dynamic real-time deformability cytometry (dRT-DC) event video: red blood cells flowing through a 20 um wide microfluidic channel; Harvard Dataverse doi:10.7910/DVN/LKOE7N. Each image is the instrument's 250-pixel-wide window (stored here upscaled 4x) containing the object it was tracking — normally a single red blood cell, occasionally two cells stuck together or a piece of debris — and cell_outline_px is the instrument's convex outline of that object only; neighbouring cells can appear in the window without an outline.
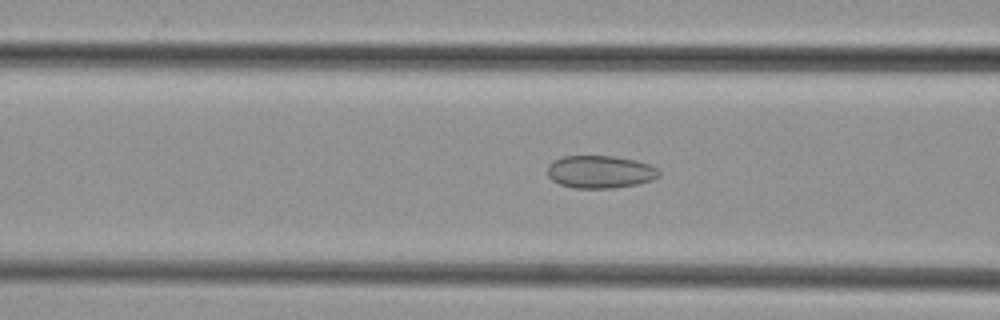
{"species": "common noctule bat (a hibernating species)", "species_latin": "Nyctalus noctula", "temperature_condition": "cold", "stored_images_in_passage": 19, "camera_frame_rate_fps": 3000, "um_per_image_px": 0.085, "animal": {"sex": "female", "body_mass_g": 29.2, "forearm_length_mm": 56.3}, "frame": {"image": 1, "passage_image": 6, "time_ms": 1.667, "image_size_px": [1000, 320], "cell_outline_px": [[660, 176], [652, 180], [636, 184], [612, 188], [576, 188], [560, 184], [552, 180], [548, 176], [548, 164], [564, 156], [612, 156], [636, 160], [648, 164], [656, 168], [660, 172]], "centroid_in_image_um": [51.02, 14.61], "position_along_channel_um": 115.6, "area_um2": 21.1}}
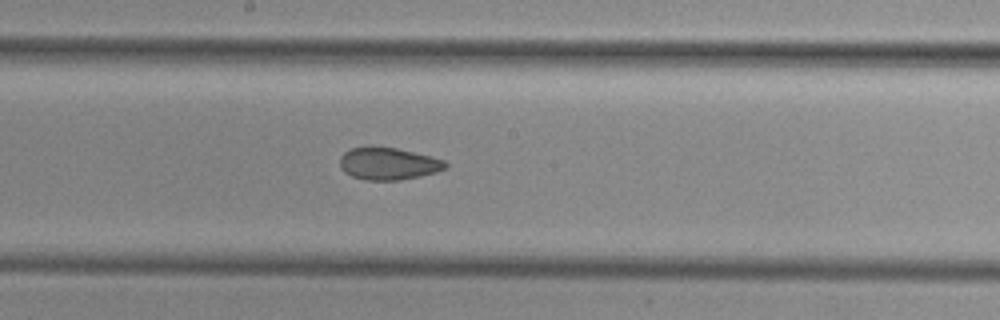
{"frame": {"image": 2, "passage_image": 13, "time_ms": 4.0, "image_size_px": [1000, 320], "cell_outline_px": [[448, 168], [436, 172], [420, 176], [400, 180], [364, 180], [352, 176], [344, 172], [340, 168], [340, 156], [344, 152], [352, 148], [368, 144], [372, 144], [396, 148], [444, 160], [448, 164]], "centroid_in_image_um": [32.96, 13.89], "position_along_channel_um": 215.2, "area_um2": 20.23}}
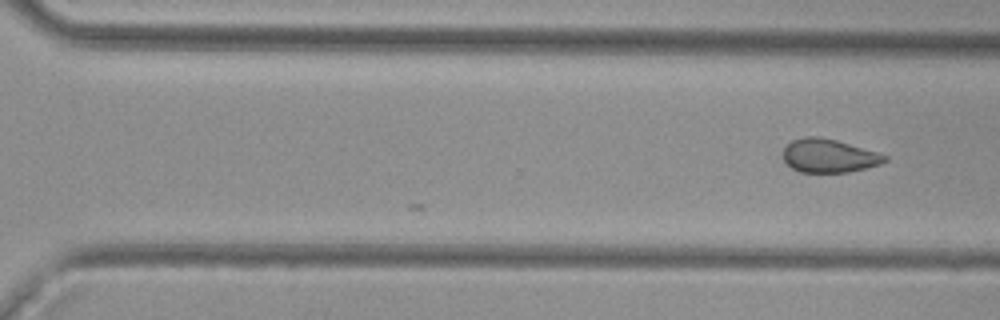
{"frame": {"image": 3, "passage_image": 19, "time_ms": 6.0, "image_size_px": [1000, 320], "cell_outline_px": [[888, 160], [880, 164], [848, 172], [800, 172], [792, 168], [784, 160], [784, 148], [792, 140], [804, 136], [820, 136], [836, 140], [876, 152], [888, 156]], "centroid_in_image_um": [70.44, 13.23], "position_along_channel_um": 300.2, "area_um2": 19.65}}